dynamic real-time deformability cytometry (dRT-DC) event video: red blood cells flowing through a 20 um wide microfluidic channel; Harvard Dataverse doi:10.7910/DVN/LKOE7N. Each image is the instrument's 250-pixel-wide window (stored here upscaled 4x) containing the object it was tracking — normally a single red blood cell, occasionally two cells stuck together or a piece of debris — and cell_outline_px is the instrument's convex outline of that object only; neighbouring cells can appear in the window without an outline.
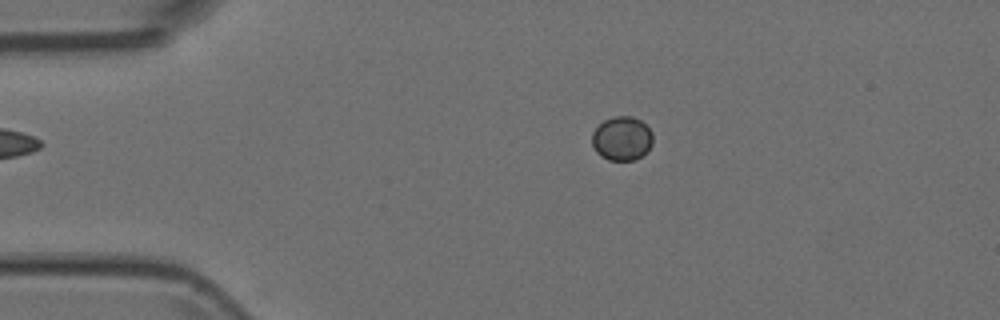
{"species": "Egyptian fruit bat (a non-hibernating species)", "species_latin": "Rousettus aegyptiacus", "temperature_condition": "room temperature", "stored_images_in_passage": 6, "camera_frame_rate_fps": 3000, "um_per_image_px": 0.085, "animal": {"sex": "female"}, "frame": {"image": 1, "passage_image": 2, "time_ms": 0.333, "image_size_px": [1000, 320], "cell_outline_px": [[652, 144], [636, 160], [608, 160], [600, 156], [596, 152], [592, 144], [592, 132], [604, 120], [612, 116], [632, 116], [640, 120], [652, 132]], "centroid_in_image_um": [52.83, 11.77], "position_along_channel_um": 32.2, "area_um2": 15.55}}
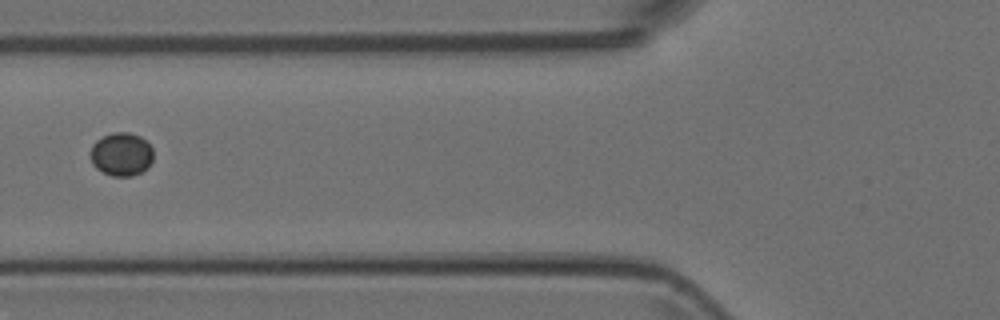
{"frame": {"image": 2, "passage_image": 5, "time_ms": 1.333, "image_size_px": [1000, 320], "cell_outline_px": [[152, 160], [148, 168], [132, 176], [112, 176], [96, 168], [92, 164], [88, 152], [92, 144], [96, 140], [104, 136], [116, 132], [128, 132], [140, 136], [152, 148]], "centroid_in_image_um": [10.28, 13.11], "position_along_channel_um": 115.5, "area_um2": 15.95}}
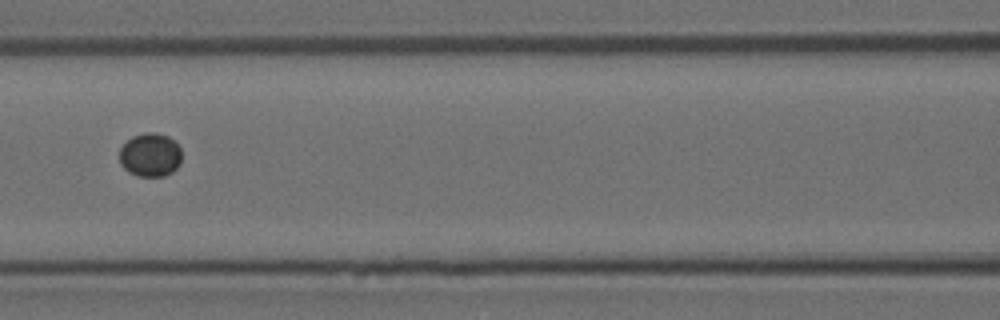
{"frame": {"image": 3, "passage_image": 6, "time_ms": 1.667, "image_size_px": [1000, 320], "cell_outline_px": [[180, 164], [172, 172], [164, 176], [140, 176], [128, 172], [120, 164], [120, 148], [132, 136], [152, 132], [168, 136], [180, 148]], "centroid_in_image_um": [12.76, 13.18], "position_along_channel_um": 153.8, "area_um2": 15.61}}